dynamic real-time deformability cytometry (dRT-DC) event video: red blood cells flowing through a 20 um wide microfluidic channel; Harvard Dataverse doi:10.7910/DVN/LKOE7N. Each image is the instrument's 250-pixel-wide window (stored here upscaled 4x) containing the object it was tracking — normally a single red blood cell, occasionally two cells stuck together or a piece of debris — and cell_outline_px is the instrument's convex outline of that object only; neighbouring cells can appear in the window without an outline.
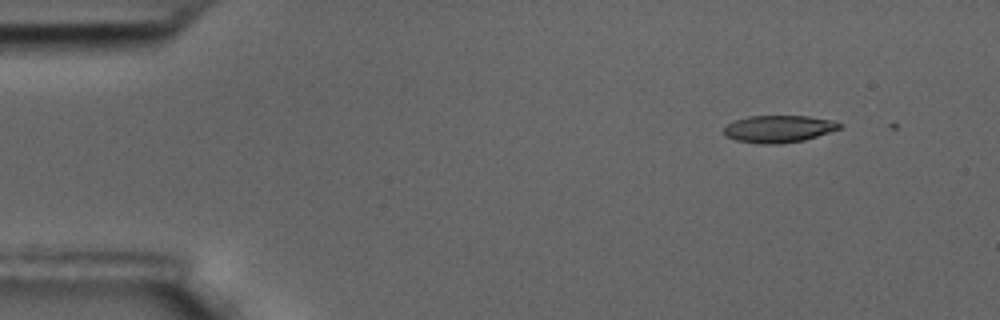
{"species": "common noctule bat (a hibernating species)", "species_latin": "Nyctalus noctula", "temperature_condition": "room temperature", "stored_images_in_passage": 7, "camera_frame_rate_fps": 3000, "um_per_image_px": 0.085, "animal": {"sex": "male", "body_mass_g": 17.5, "forearm_length_mm": 52.3}, "frame": {"image": 1, "passage_image": 5, "time_ms": 1.333, "image_size_px": [1000, 320], "cell_outline_px": [[844, 124], [840, 128], [804, 140], [780, 144], [760, 144], [736, 140], [724, 136], [724, 128], [728, 124], [736, 120], [748, 116], [808, 116], [836, 120]], "centroid_in_image_um": [66.2, 10.95], "position_along_channel_um": 18.8, "area_um2": 18.38}}